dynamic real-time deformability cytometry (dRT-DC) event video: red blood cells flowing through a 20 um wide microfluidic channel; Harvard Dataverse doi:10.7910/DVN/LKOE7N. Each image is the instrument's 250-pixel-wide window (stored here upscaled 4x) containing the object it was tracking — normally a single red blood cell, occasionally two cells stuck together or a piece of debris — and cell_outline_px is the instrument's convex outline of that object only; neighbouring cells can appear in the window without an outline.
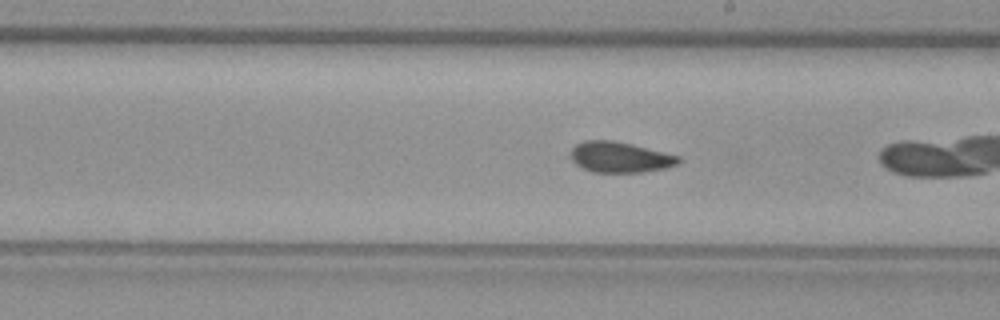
{"species": "common noctule bat (a hibernating species)", "species_latin": "Nyctalus noctula", "temperature_condition": "warm", "stored_images_in_passage": 33, "camera_frame_rate_fps": 3000, "um_per_image_px": 0.085, "animal": {"sex": "female", "body_mass_g": 29.2, "forearm_length_mm": 56.3}, "frame": {"image": 1, "passage_image": 28, "time_ms": 9.0, "image_size_px": [1000, 320], "cell_outline_px": [[680, 164], [664, 168], [640, 172], [592, 172], [580, 168], [568, 156], [568, 152], [576, 144], [584, 140], [612, 140], [632, 144], [680, 156]], "centroid_in_image_um": [52.64, 13.36], "position_along_channel_um": 236.4, "area_um2": 19.48}}